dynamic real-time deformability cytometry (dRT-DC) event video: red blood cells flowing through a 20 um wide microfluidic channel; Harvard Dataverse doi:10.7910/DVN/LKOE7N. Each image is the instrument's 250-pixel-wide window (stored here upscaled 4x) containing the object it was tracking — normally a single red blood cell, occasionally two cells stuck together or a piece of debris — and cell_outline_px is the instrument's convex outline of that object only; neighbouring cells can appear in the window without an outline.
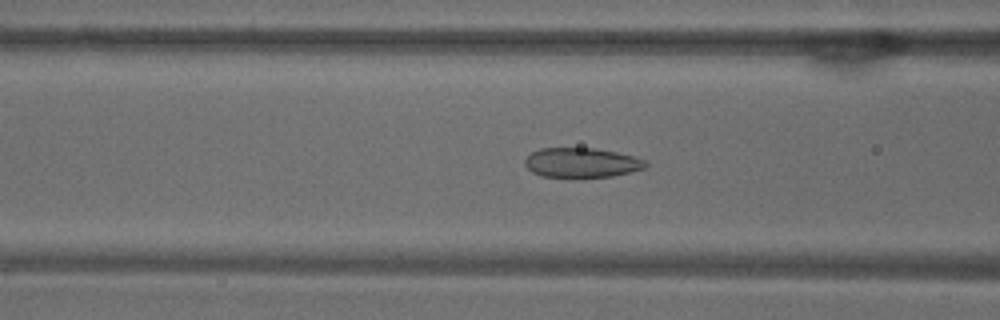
{"species": "common noctule bat (a hibernating species)", "species_latin": "Nyctalus noctula", "temperature_condition": "warm", "stored_images_in_passage": 51, "camera_frame_rate_fps": 3000, "um_per_image_px": 0.085, "animal": {"sex": "male", "body_mass_g": 18.8}, "frame": {"image": 1, "passage_image": 21, "time_ms": 6.667, "image_size_px": [1000, 320], "cell_outline_px": [[648, 164], [644, 168], [612, 176], [572, 180], [540, 176], [532, 172], [524, 164], [524, 160], [532, 152], [540, 148], [596, 148], [616, 152], [632, 156], [644, 160]], "centroid_in_image_um": [49.37, 13.87], "position_along_channel_um": 117.2, "area_um2": 21.5}}
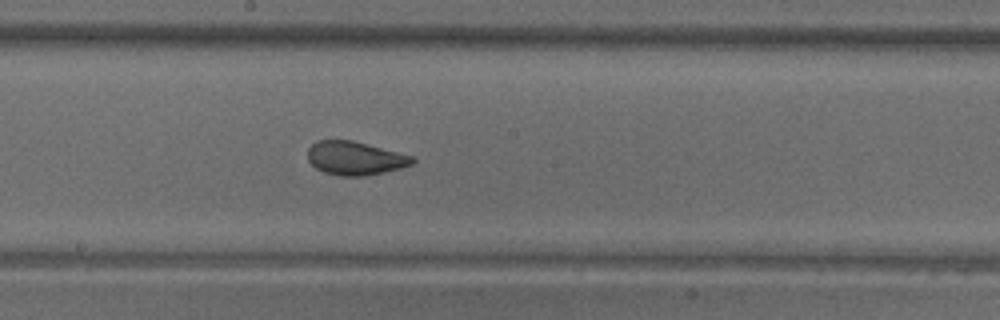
{"frame": {"image": 2, "passage_image": 29, "time_ms": 9.333, "image_size_px": [1000, 320], "cell_outline_px": [[416, 160], [412, 164], [400, 168], [384, 172], [364, 176], [340, 176], [324, 172], [316, 168], [308, 160], [308, 148], [316, 140], [352, 140], [416, 156]], "centroid_in_image_um": [30.21, 13.44], "position_along_channel_um": 218.0, "area_um2": 20.63}}
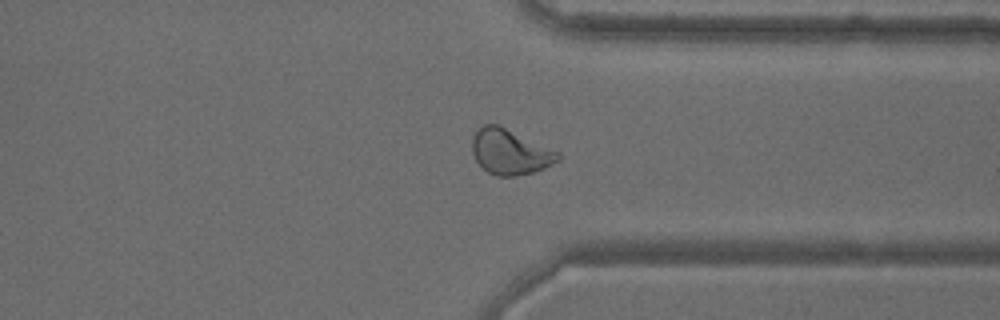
{"frame": {"image": 3, "passage_image": 41, "time_ms": 13.333, "image_size_px": [1000, 320], "cell_outline_px": [[560, 160], [536, 172], [512, 176], [496, 176], [488, 172], [476, 160], [472, 152], [472, 140], [476, 132], [484, 124], [500, 124], [560, 152]], "centroid_in_image_um": [43.38, 12.9], "position_along_channel_um": 368.0, "area_um2": 22.77}, "authors_computed_cell_mechanics": {"area_um2": 23.2934, "velocity_mm_per_s": 3.7786, "shape_relaxation_time_tau1_ms": 7.1883, "shape_relaxation_time_tau2_ms": 0.936, "deformation_change_tau1": 0.157, "deformation_change_tau2": 0.0603}}